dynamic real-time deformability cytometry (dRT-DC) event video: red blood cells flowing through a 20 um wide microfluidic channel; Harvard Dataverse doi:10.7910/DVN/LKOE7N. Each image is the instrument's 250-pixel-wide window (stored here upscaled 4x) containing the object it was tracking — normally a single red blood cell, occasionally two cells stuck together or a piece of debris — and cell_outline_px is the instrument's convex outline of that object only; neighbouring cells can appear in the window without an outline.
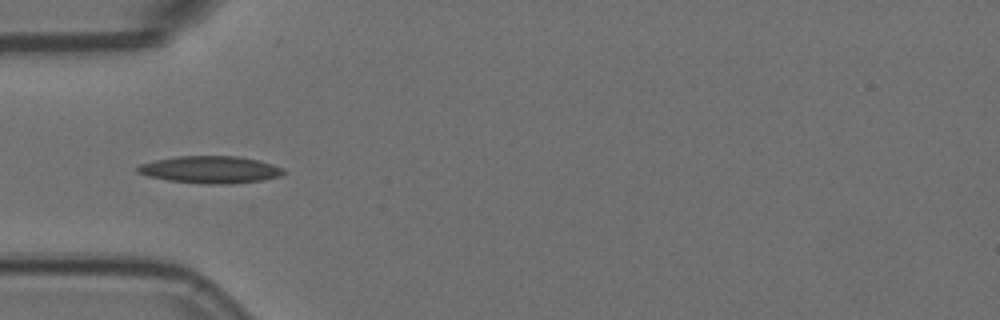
{"species": "Egyptian fruit bat (a non-hibernating species)", "species_latin": "Rousettus aegyptiacus", "temperature_condition": "room temperature", "stored_images_in_passage": 7, "camera_frame_rate_fps": 3000, "um_per_image_px": 0.085, "animal": {"sex": "female"}, "frame": {"image": 1, "passage_image": 5, "time_ms": 1.333, "image_size_px": [1000, 320], "cell_outline_px": [[288, 172], [280, 176], [264, 180], [232, 184], [200, 184], [168, 180], [148, 176], [136, 172], [136, 168], [140, 164], [156, 160], [176, 156], [240, 156], [260, 160], [284, 168]], "centroid_in_image_um": [17.93, 14.42], "position_along_channel_um": 67.1, "area_um2": 23.47}}
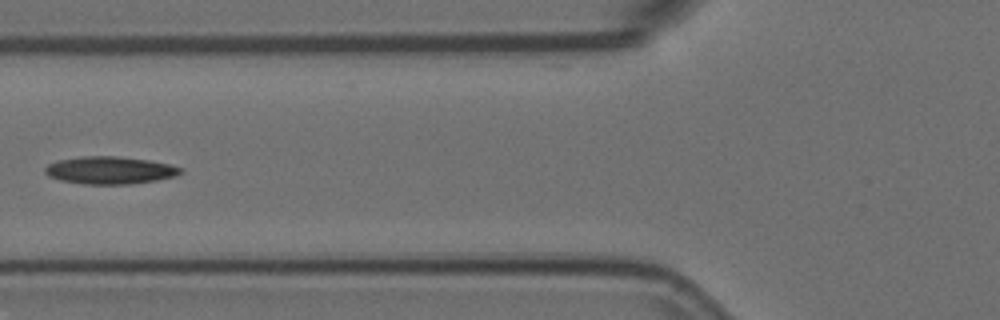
{"frame": {"image": 2, "passage_image": 6, "time_ms": 1.667, "image_size_px": [1000, 320], "cell_outline_px": [[184, 172], [176, 176], [156, 180], [132, 184], [84, 184], [60, 180], [48, 176], [44, 172], [44, 168], [48, 164], [56, 160], [84, 156], [116, 156], [148, 160], [168, 164], [184, 168]], "centroid_in_image_um": [9.34, 14.47], "position_along_channel_um": 116.5, "area_um2": 21.85}}
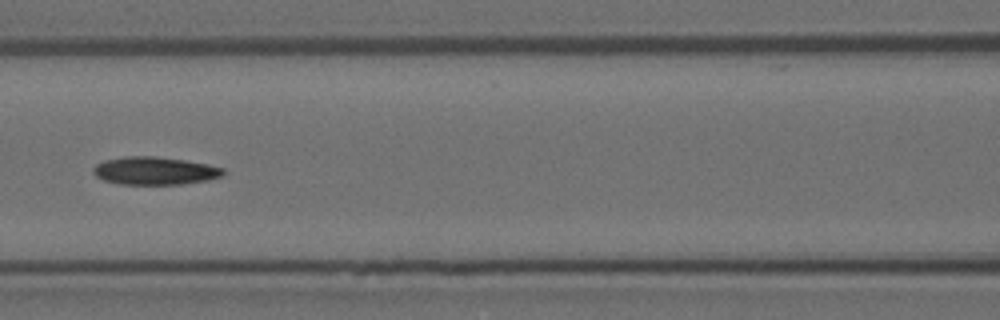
{"frame": {"image": 3, "passage_image": 7, "time_ms": 2.0, "image_size_px": [1000, 320], "cell_outline_px": [[224, 176], [208, 180], [180, 184], [120, 184], [104, 180], [96, 176], [92, 172], [92, 168], [96, 164], [104, 160], [124, 156], [152, 156], [184, 160], [208, 164], [224, 168]], "centroid_in_image_um": [13.15, 14.51], "position_along_channel_um": 153.5, "area_um2": 21.15}}